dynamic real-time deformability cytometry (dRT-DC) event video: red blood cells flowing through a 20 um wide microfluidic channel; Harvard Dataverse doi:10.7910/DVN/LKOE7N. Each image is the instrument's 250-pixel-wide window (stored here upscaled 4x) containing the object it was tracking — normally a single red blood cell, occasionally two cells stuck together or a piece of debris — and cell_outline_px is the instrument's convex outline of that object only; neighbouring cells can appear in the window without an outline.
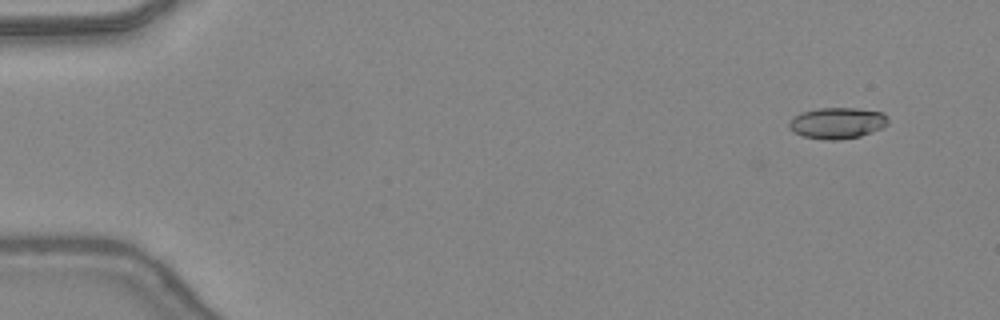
{"species": "common noctule bat (a hibernating species)", "species_latin": "Nyctalus noctula", "temperature_condition": "warm", "stored_images_in_passage": 12, "camera_frame_rate_fps": 3000, "um_per_image_px": 0.085, "animal": {"sex": "female", "body_mass_g": 24.6, "forearm_length_mm": 56.2}, "frame": {"image": 1, "passage_image": 1, "time_ms": 0.0, "image_size_px": [1000, 320], "cell_outline_px": [[888, 124], [872, 132], [860, 136], [836, 140], [824, 140], [804, 136], [792, 132], [788, 124], [796, 116], [804, 112], [816, 108], [856, 108], [884, 112], [888, 116]], "centroid_in_image_um": [71.2, 10.46], "position_along_channel_um": 13.8, "area_um2": 17.92}}